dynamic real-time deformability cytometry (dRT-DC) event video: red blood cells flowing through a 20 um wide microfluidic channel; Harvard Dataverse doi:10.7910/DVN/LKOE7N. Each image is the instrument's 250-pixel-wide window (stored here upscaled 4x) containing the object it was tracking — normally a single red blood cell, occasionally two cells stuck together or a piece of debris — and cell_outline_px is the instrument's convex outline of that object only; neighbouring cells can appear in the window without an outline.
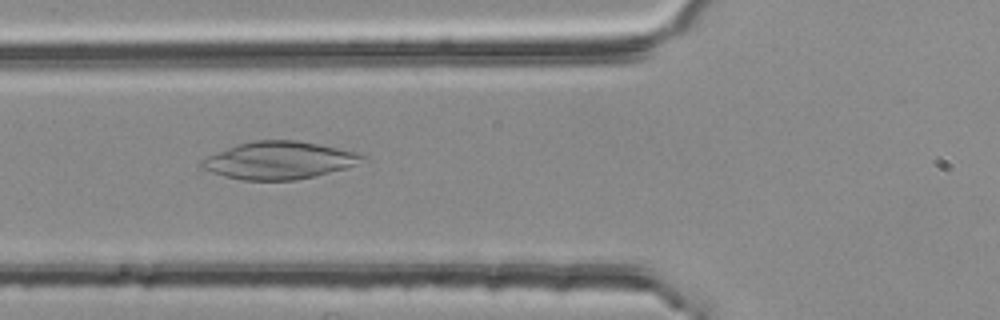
{"species": "common noctule bat (a hibernating species)", "species_latin": "Nyctalus noctula", "temperature_condition": "room temperature", "stored_images_in_passage": 43, "camera_frame_rate_fps": 3000, "um_per_image_px": 0.085, "animal": {"sex": "female", "body_mass_g": 25.1}, "frame": {"image": 1, "passage_image": 9, "time_ms": 2.667, "image_size_px": [1000, 320], "cell_outline_px": [[368, 160], [348, 168], [316, 176], [296, 180], [244, 180], [224, 176], [200, 168], [200, 160], [208, 156], [236, 144], [252, 140], [296, 140], [320, 144], [356, 152], [368, 156]], "centroid_in_image_um": [23.77, 13.63], "position_along_channel_um": 102.0, "area_um2": 35.49}}
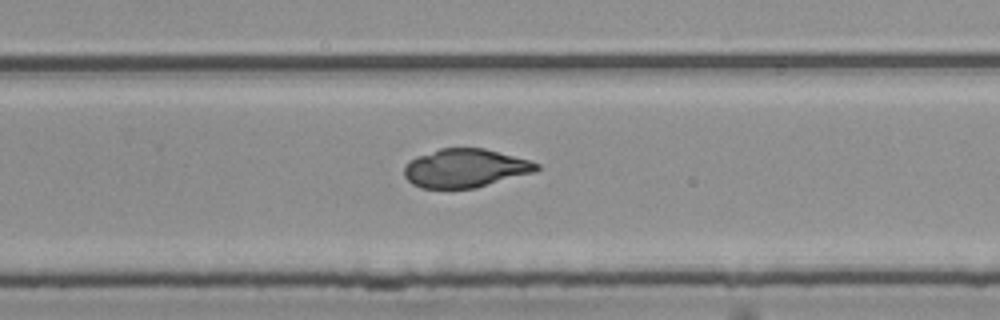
{"frame": {"image": 2, "passage_image": 24, "time_ms": 7.667, "image_size_px": [1000, 320], "cell_outline_px": [[540, 168], [536, 172], [476, 188], [420, 188], [412, 184], [404, 176], [404, 168], [408, 160], [416, 156], [440, 148], [484, 148], [528, 160], [540, 164]], "centroid_in_image_um": [39.53, 14.3], "position_along_channel_um": 290.3, "area_um2": 29.88}}
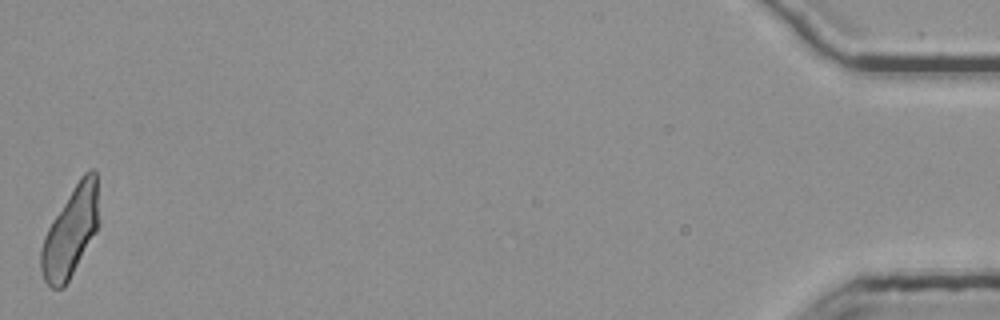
{"frame": {"image": 3, "passage_image": 43, "time_ms": 14.0, "image_size_px": [1000, 320], "cell_outline_px": [[100, 224], [96, 232], [64, 288], [52, 288], [44, 280], [40, 268], [40, 248], [44, 236], [52, 220], [80, 176], [84, 172], [92, 168], [96, 172], [100, 220]], "centroid_in_image_um": [6.01, 19.69], "position_along_channel_um": 429.2, "area_um2": 30.35}}